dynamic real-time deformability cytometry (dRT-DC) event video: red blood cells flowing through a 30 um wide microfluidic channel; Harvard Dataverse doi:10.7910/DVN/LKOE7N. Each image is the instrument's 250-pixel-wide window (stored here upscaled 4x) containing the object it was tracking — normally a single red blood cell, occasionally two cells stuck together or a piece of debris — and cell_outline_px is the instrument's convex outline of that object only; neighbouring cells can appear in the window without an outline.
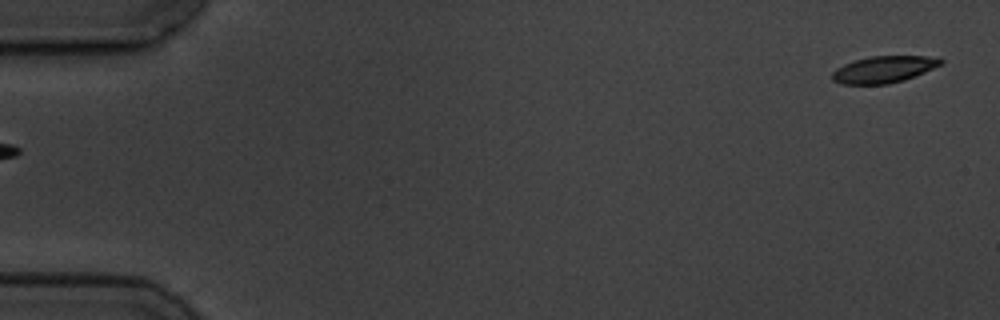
{"species": "common noctule bat (a hibernating species)", "species_latin": "Nyctalus noctula", "temperature_condition": "cold", "stored_images_in_passage": 6, "segment_of_instrument_passage": [2, 2], "camera_frame_rate_fps": 3000, "um_per_image_px": 0.085, "animal": {"sex": "male", "body_mass_g": 19.5, "forearm_length_mm": 54.6}, "frame": {"image": 1, "passage_image": 6, "time_ms": 5.667, "image_size_px": [1000, 320], "cell_outline_px": [[944, 60], [940, 64], [924, 72], [904, 80], [888, 84], [840, 84], [832, 80], [832, 72], [836, 68], [844, 64], [856, 60], [872, 56], [924, 56]], "centroid_in_image_um": [75.05, 5.91], "position_along_channel_um": 9.9, "area_um2": 16.65}}